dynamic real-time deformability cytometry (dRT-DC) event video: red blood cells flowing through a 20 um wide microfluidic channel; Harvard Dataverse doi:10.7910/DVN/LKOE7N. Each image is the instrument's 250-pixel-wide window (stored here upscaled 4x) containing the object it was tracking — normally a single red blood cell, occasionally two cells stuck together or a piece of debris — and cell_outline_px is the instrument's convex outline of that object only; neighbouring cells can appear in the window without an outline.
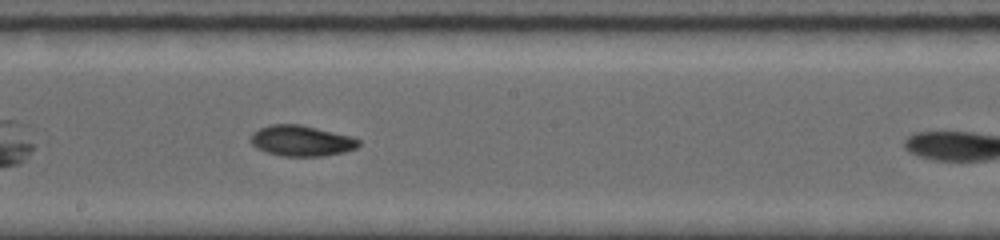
{"species": "common noctule bat (a hibernating species)", "species_latin": "Nyctalus noctula", "temperature_condition": "room temperature", "stored_images_in_passage": 17, "camera_frame_rate_fps": 5000, "um_per_image_px": 0.085, "animal": {"sex": "female", "body_mass_g": 19.0, "forearm_length_mm": 56.7}, "frame": {"image": 1, "passage_image": 12, "time_ms": 4.4, "image_size_px": [1000, 240], "cell_outline_px": [[360, 144], [356, 148], [344, 152], [324, 156], [284, 156], [268, 152], [256, 148], [252, 144], [252, 132], [260, 128], [272, 124], [300, 124], [352, 136], [360, 140]], "centroid_in_image_um": [25.65, 11.96], "position_along_channel_um": 222.6, "area_um2": 19.25}}